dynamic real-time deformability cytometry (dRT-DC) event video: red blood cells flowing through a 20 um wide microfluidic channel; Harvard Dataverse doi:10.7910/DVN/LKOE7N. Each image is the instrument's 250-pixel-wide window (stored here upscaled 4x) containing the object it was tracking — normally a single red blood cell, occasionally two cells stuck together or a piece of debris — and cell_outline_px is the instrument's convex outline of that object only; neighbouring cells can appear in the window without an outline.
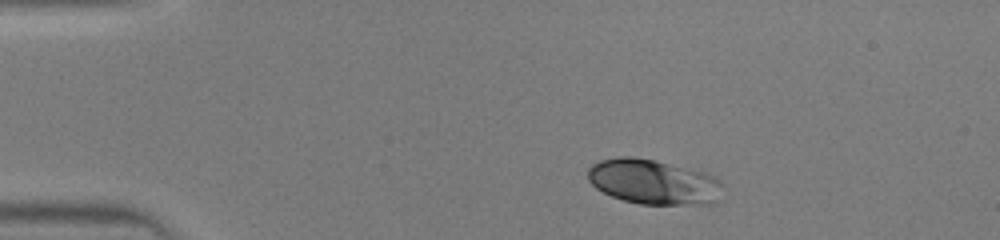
{"species": "human", "species_latin": "Homo sapiens", "temperature_condition": "warm", "stored_images_in_passage": 38, "camera_frame_rate_fps": 3000, "um_per_image_px": 0.085, "donor": {"sex": "male"}, "frame": {"image": 1, "passage_image": 1, "time_ms": 0.0, "image_size_px": [1000, 240], "cell_outline_px": [[724, 184], [716, 204], [640, 204], [624, 200], [612, 196], [596, 188], [588, 180], [588, 168], [592, 164], [600, 160], [620, 156], [632, 156], [656, 160], [704, 172], [720, 180]], "centroid_in_image_um": [55.55, 15.45], "position_along_channel_um": 29.4, "area_um2": 35.49}}
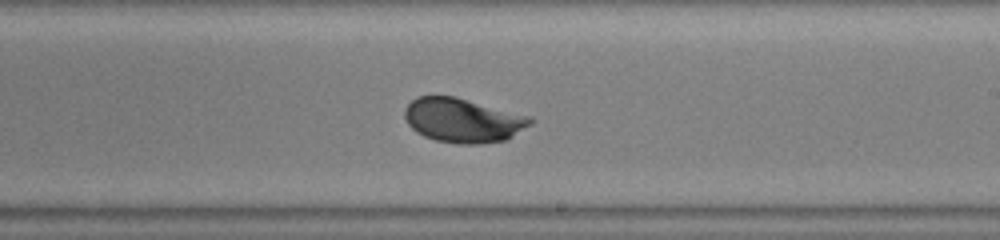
{"frame": {"image": 2, "passage_image": 20, "time_ms": 6.333, "image_size_px": [1000, 240], "cell_outline_px": [[536, 120], [532, 124], [508, 140], [476, 144], [456, 144], [436, 140], [424, 136], [416, 132], [408, 124], [404, 116], [404, 108], [416, 96], [456, 96], [532, 116]], "centroid_in_image_um": [39.39, 10.22], "position_along_channel_um": 249.6, "area_um2": 32.95}}
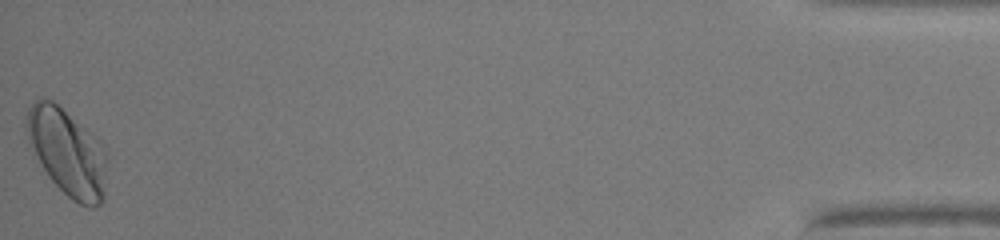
{"frame": {"image": 3, "passage_image": 38, "time_ms": 12.333, "image_size_px": [1000, 240], "cell_outline_px": [[108, 160], [104, 200], [100, 204], [92, 208], [88, 208], [72, 200], [48, 176], [28, 140], [24, 124], [28, 108], [40, 96], [52, 100], [96, 136], [100, 140], [108, 156]], "centroid_in_image_um": [5.76, 12.94], "position_along_channel_um": 429.4, "area_um2": 41.04}}